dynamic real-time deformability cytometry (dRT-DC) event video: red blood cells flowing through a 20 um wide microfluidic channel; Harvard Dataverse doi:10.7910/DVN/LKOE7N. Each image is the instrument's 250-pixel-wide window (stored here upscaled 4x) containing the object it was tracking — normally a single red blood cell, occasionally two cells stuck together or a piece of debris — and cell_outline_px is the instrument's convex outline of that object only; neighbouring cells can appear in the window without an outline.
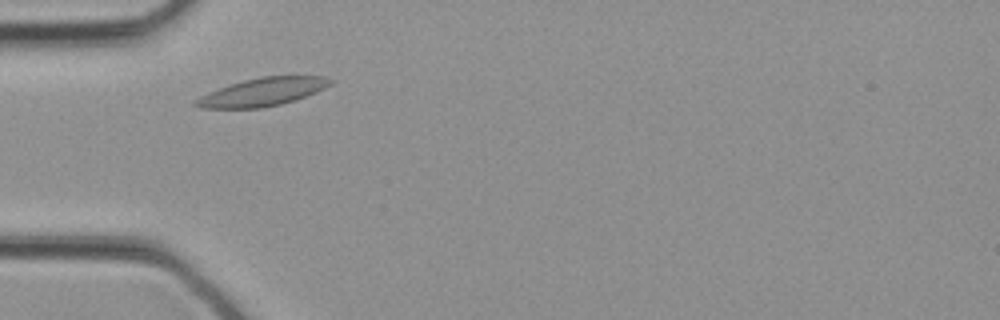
{"species": "common noctule bat (a hibernating species)", "species_latin": "Nyctalus noctula", "temperature_condition": "cold", "stored_images_in_passage": 27, "camera_frame_rate_fps": 3000, "um_per_image_px": 0.085, "animal": {"sex": "female", "body_mass_g": 21.9}, "frame": {"image": 1, "passage_image": 4, "time_ms": 1.0, "image_size_px": [1000, 320], "cell_outline_px": [[336, 80], [332, 84], [316, 92], [280, 104], [260, 108], [200, 108], [192, 104], [192, 100], [208, 92], [244, 80], [260, 76], [324, 76]], "centroid_in_image_um": [22.3, 7.81], "position_along_channel_um": 62.7, "area_um2": 21.91}}
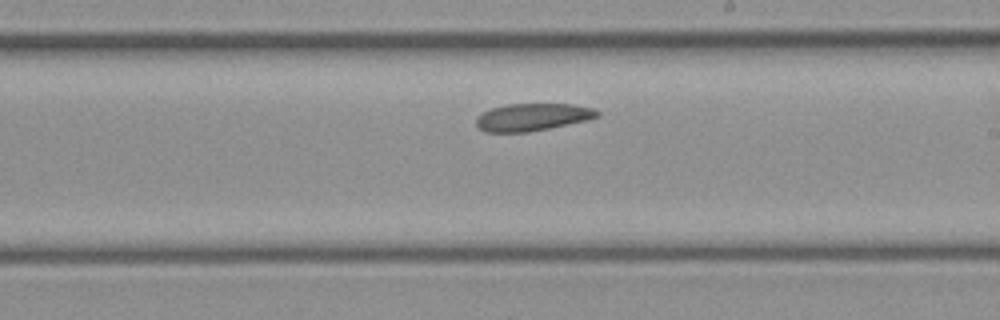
{"frame": {"image": 2, "passage_image": 13, "time_ms": 4.0, "image_size_px": [1000, 320], "cell_outline_px": [[600, 116], [588, 120], [528, 132], [484, 132], [476, 124], [476, 116], [492, 108], [508, 104], [572, 104], [592, 108], [600, 112]], "centroid_in_image_um": [45.26, 9.95], "position_along_channel_um": 243.7, "area_um2": 19.25}}
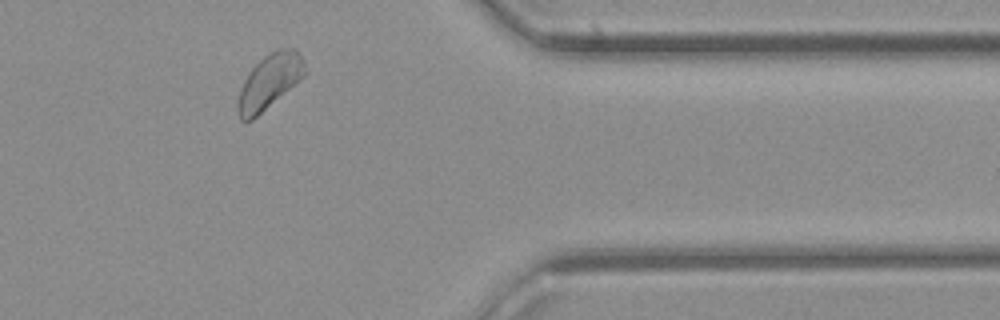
{"frame": {"image": 3, "passage_image": 21, "time_ms": 6.667, "image_size_px": [1000, 320], "cell_outline_px": [[304, 76], [252, 120], [240, 120], [236, 108], [240, 92], [244, 80], [252, 68], [264, 56], [280, 48], [296, 48], [304, 60]], "centroid_in_image_um": [22.89, 6.92], "position_along_channel_um": 388.5, "area_um2": 20.81}}